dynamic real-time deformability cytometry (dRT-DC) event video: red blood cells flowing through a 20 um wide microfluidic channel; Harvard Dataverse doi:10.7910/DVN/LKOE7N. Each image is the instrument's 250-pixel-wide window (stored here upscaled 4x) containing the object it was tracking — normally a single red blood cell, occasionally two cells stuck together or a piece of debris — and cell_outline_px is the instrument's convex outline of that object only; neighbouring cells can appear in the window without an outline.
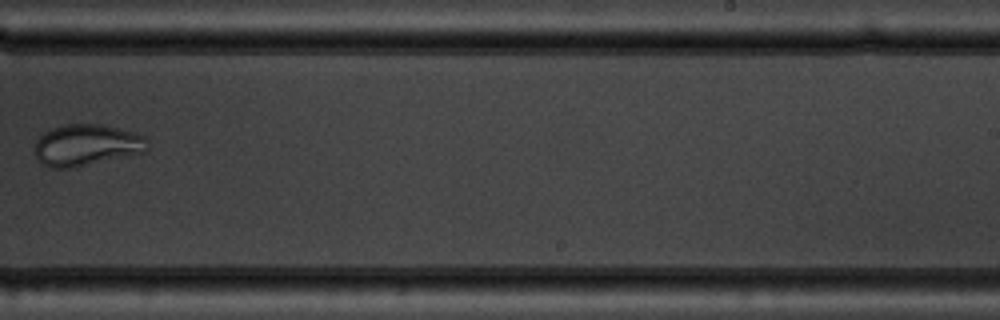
{"species": "common noctule bat (a hibernating species)", "species_latin": "Nyctalus noctula", "temperature_condition": "warm", "stored_images_in_passage": 6, "camera_frame_rate_fps": 3000, "um_per_image_px": 0.085, "animal": {"sex": "male", "body_mass_g": 19.5, "forearm_length_mm": 54.6}, "frame": {"image": 1, "passage_image": 6, "time_ms": 6.0, "image_size_px": [1000, 320], "cell_outline_px": [[148, 148], [144, 152], [72, 168], [48, 168], [36, 156], [32, 148], [36, 140], [44, 132], [52, 128], [68, 124], [100, 124], [132, 132], [144, 136], [148, 144]], "centroid_in_image_um": [7.31, 12.34], "position_along_channel_um": 281.7, "area_um2": 27.11}}